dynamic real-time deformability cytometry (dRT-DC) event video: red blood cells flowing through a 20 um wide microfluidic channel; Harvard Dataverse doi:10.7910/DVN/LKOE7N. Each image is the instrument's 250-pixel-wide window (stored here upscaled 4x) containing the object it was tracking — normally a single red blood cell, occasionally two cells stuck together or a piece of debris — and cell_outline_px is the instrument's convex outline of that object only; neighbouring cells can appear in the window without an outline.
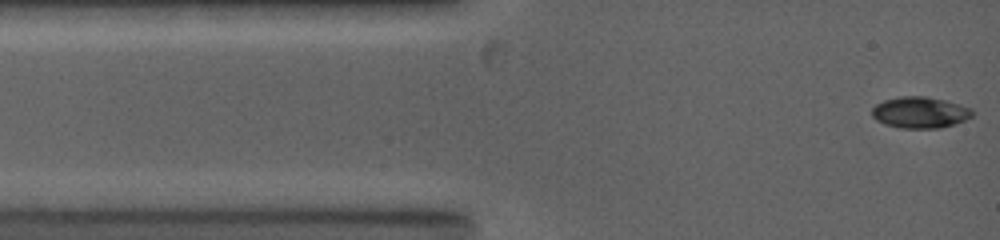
{"species": "common noctule bat (a hibernating species)", "species_latin": "Nyctalus noctula", "temperature_condition": "warm", "stored_images_in_passage": 17, "camera_frame_rate_fps": 5000, "um_per_image_px": 0.085, "animal": {"sex": "female", "body_mass_g": 19.0, "forearm_length_mm": 53.3}, "frame": {"image": 1, "passage_image": 1, "time_ms": 0.0, "image_size_px": [1000, 240], "cell_outline_px": [[976, 112], [972, 116], [956, 124], [940, 128], [900, 128], [884, 124], [876, 120], [872, 116], [872, 108], [876, 104], [884, 100], [900, 96], [924, 96], [944, 100], [972, 108]], "centroid_in_image_um": [78.21, 9.56], "position_along_channel_um": 6.8, "area_um2": 18.44}}
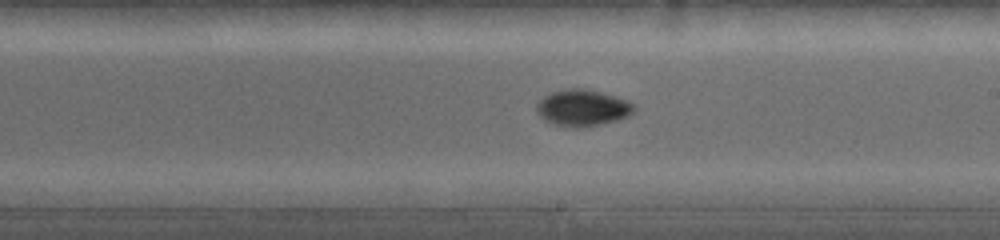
{"frame": {"image": 2, "passage_image": 14, "time_ms": 7.0, "image_size_px": [1000, 240], "cell_outline_px": [[636, 108], [628, 116], [616, 120], [576, 128], [552, 124], [544, 120], [536, 112], [536, 104], [544, 96], [552, 92], [568, 88], [584, 88], [616, 96], [636, 104]], "centroid_in_image_um": [49.5, 9.15], "position_along_channel_um": 239.5, "area_um2": 20.63}}
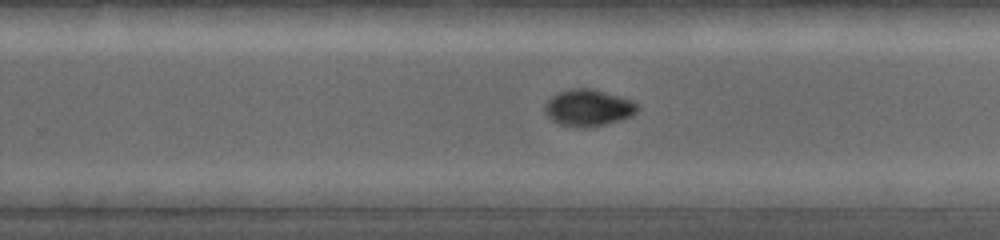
{"frame": {"image": 3, "passage_image": 16, "time_ms": 8.0, "image_size_px": [1000, 240], "cell_outline_px": [[640, 108], [632, 116], [620, 120], [604, 124], [584, 128], [560, 124], [552, 120], [544, 112], [544, 104], [552, 96], [560, 92], [572, 88], [592, 88], [632, 100]], "centroid_in_image_um": [50.0, 9.16], "position_along_channel_um": 279.8, "area_um2": 19.71}}